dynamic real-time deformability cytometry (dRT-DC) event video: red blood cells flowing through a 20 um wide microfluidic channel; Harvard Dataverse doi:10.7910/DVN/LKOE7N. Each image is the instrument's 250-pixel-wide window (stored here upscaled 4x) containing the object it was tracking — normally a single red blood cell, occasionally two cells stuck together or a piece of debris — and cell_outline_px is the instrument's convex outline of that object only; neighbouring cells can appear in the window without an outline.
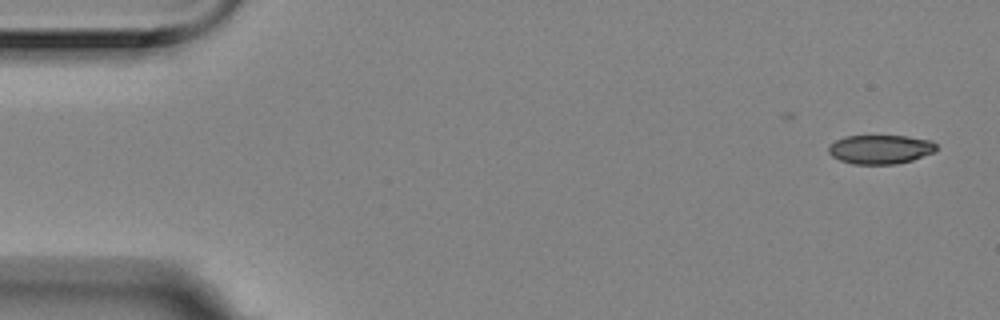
{"species": "Egyptian fruit bat (a non-hibernating species)", "species_latin": "Rousettus aegyptiacus", "temperature_condition": "room temperature", "stored_images_in_passage": 4, "camera_frame_rate_fps": 3000, "um_per_image_px": 0.085, "animal": {"sex": "female"}, "frame": {"image": 1, "passage_image": 1, "time_ms": 0.0, "image_size_px": [1000, 320], "cell_outline_px": [[936, 152], [912, 160], [896, 164], [852, 164], [840, 160], [832, 156], [828, 152], [828, 148], [836, 140], [844, 136], [908, 136], [932, 140], [936, 144]], "centroid_in_image_um": [74.86, 12.69], "position_along_channel_um": 10.1, "area_um2": 18.32}}
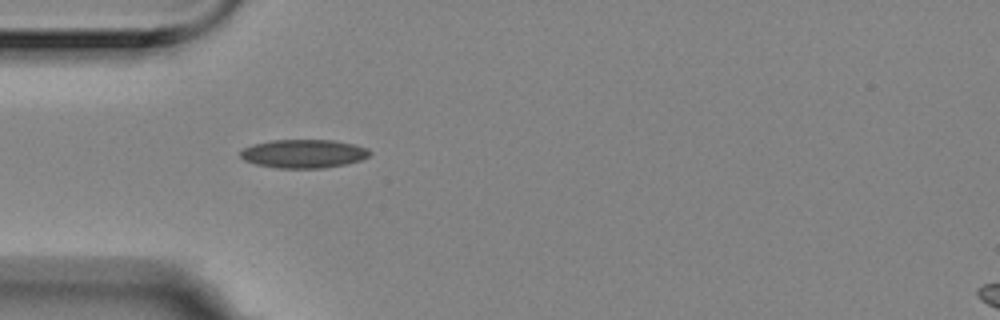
{"frame": {"image": 2, "passage_image": 4, "time_ms": 1.0, "image_size_px": [1000, 320], "cell_outline_px": [[372, 152], [368, 156], [360, 160], [344, 164], [324, 168], [276, 168], [256, 164], [244, 160], [240, 156], [240, 152], [244, 148], [252, 144], [272, 140], [332, 140], [352, 144], [368, 148]], "centroid_in_image_um": [25.79, 13.06], "position_along_channel_um": 59.2, "area_um2": 21.44}}